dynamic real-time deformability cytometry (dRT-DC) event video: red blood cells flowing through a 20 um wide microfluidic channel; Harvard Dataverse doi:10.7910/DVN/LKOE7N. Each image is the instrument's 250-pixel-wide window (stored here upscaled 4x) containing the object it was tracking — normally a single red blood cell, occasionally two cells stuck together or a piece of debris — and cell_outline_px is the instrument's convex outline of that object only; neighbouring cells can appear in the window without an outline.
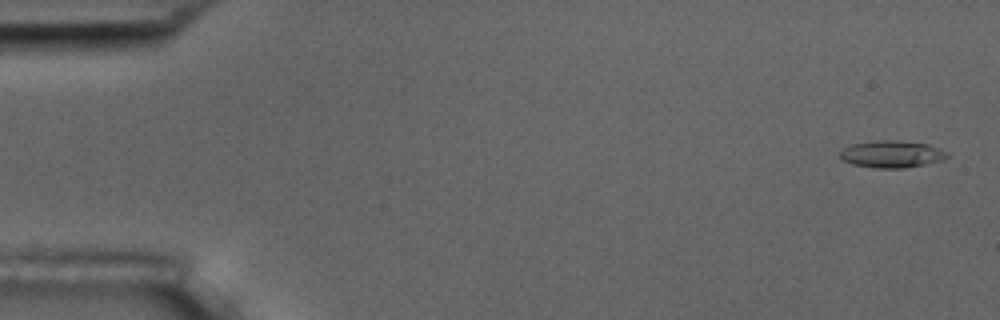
{"species": "common noctule bat (a hibernating species)", "species_latin": "Nyctalus noctula", "temperature_condition": "room temperature", "stored_images_in_passage": 6, "segment_of_instrument_passage": [1, 2], "camera_frame_rate_fps": 3000, "um_per_image_px": 0.085, "animal": {"sex": "male", "body_mass_g": 17.5, "forearm_length_mm": 52.3}, "frame": {"image": 1, "passage_image": 1, "time_ms": 0.0, "image_size_px": [1000, 320], "cell_outline_px": [[948, 156], [944, 160], [904, 168], [876, 168], [852, 164], [840, 160], [840, 152], [844, 148], [852, 144], [876, 140], [896, 140], [928, 144], [948, 152]], "centroid_in_image_um": [75.78, 13.1], "position_along_channel_um": 9.2, "area_um2": 16.94}}
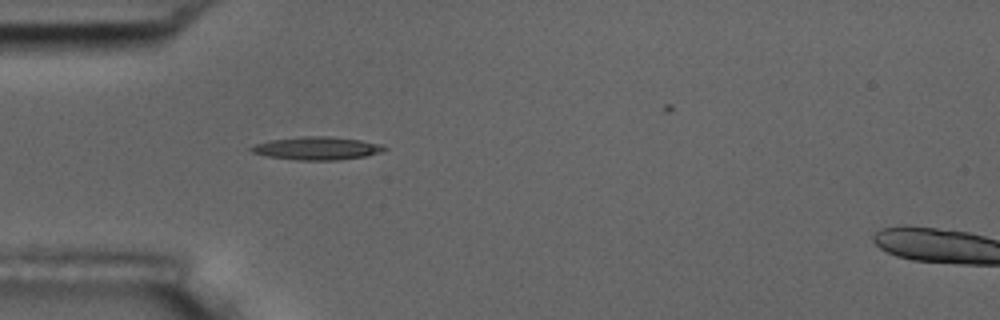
{"frame": {"image": 2, "passage_image": 5, "time_ms": 1.333, "image_size_px": [1000, 320], "cell_outline_px": [[388, 148], [384, 152], [364, 156], [336, 160], [300, 160], [268, 156], [252, 152], [248, 148], [256, 144], [272, 140], [304, 136], [328, 136], [360, 140], [380, 144]], "centroid_in_image_um": [26.97, 12.6], "position_along_channel_um": 58.0, "area_um2": 17.63}}